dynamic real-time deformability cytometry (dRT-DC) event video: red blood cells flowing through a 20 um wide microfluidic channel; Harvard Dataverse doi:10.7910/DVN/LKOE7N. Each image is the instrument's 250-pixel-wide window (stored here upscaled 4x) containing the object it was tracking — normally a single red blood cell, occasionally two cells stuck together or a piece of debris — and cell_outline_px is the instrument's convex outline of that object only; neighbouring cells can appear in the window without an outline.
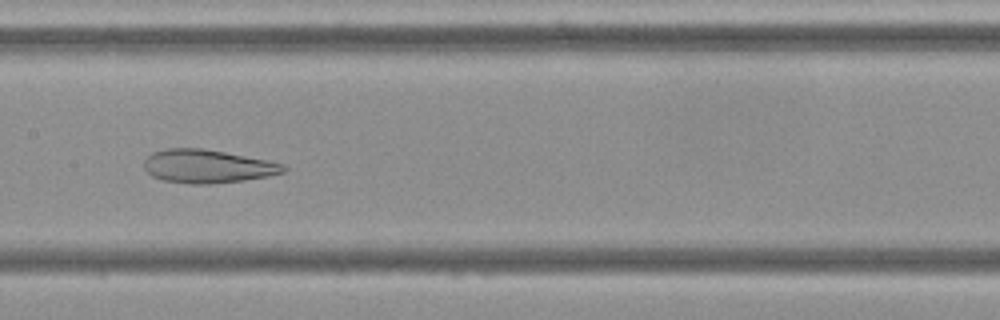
{"species": "Egyptian fruit bat (a non-hibernating species)", "species_latin": "Rousettus aegyptiacus", "temperature_condition": "cold", "stored_images_in_passage": 9, "camera_frame_rate_fps": 3000, "um_per_image_px": 0.085, "frame": {"image": 1, "passage_image": 8, "time_ms": 8.0, "image_size_px": [1000, 320], "cell_outline_px": [[288, 168], [284, 172], [268, 176], [244, 180], [208, 184], [192, 184], [164, 180], [152, 176], [144, 168], [144, 160], [152, 152], [168, 148], [204, 148], [268, 160], [284, 164]], "centroid_in_image_um": [17.64, 14.13], "position_along_channel_um": 189.8, "area_um2": 27.11}}
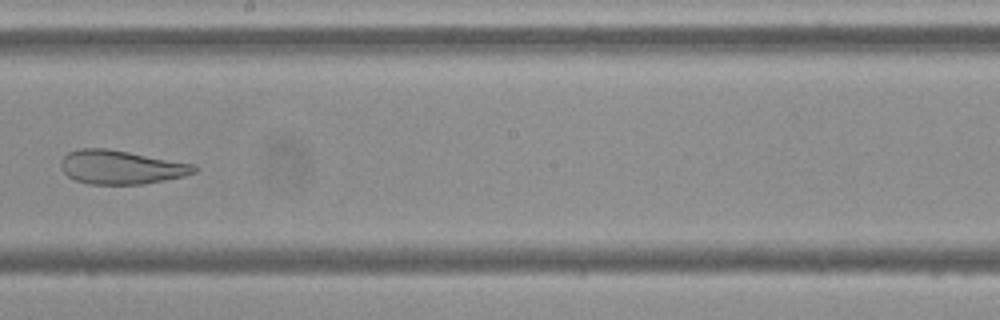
{"frame": {"image": 2, "passage_image": 9, "time_ms": 9.333, "image_size_px": [1000, 320], "cell_outline_px": [[200, 168], [196, 172], [184, 176], [164, 180], [140, 184], [88, 184], [76, 180], [68, 176], [60, 168], [60, 160], [68, 152], [80, 148], [108, 148], [196, 164]], "centroid_in_image_um": [10.3, 14.2], "position_along_channel_um": 237.9, "area_um2": 26.47}}